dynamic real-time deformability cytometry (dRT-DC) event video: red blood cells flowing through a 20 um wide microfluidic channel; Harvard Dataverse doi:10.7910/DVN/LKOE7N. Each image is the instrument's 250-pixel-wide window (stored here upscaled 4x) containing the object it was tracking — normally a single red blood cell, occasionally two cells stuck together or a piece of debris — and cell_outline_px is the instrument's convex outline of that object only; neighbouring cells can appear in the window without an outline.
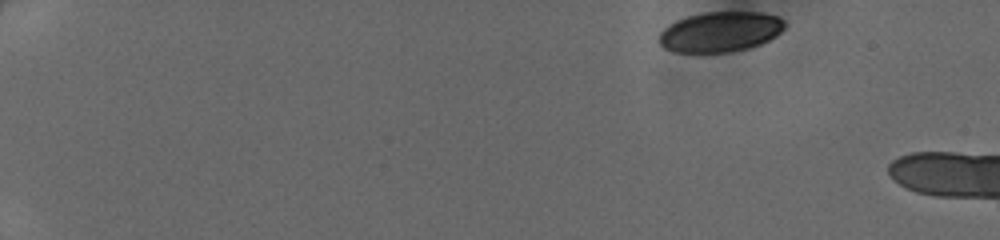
{"species": "human", "species_latin": "Homo sapiens", "temperature_condition": "cold", "stored_images_in_passage": 6, "camera_frame_rate_fps": 3000, "um_per_image_px": 0.085, "donor": {"sex": "female"}, "frame": {"image": 1, "passage_image": 1, "time_ms": 0.0, "image_size_px": [1000, 240], "cell_outline_px": [[784, 28], [776, 36], [760, 44], [748, 48], [728, 52], [672, 52], [664, 48], [660, 44], [660, 32], [668, 24], [676, 20], [688, 16], [704, 12], [760, 12], [780, 16], [784, 20]], "centroid_in_image_um": [61.22, 2.69], "position_along_channel_um": 23.8, "area_um2": 29.48}}